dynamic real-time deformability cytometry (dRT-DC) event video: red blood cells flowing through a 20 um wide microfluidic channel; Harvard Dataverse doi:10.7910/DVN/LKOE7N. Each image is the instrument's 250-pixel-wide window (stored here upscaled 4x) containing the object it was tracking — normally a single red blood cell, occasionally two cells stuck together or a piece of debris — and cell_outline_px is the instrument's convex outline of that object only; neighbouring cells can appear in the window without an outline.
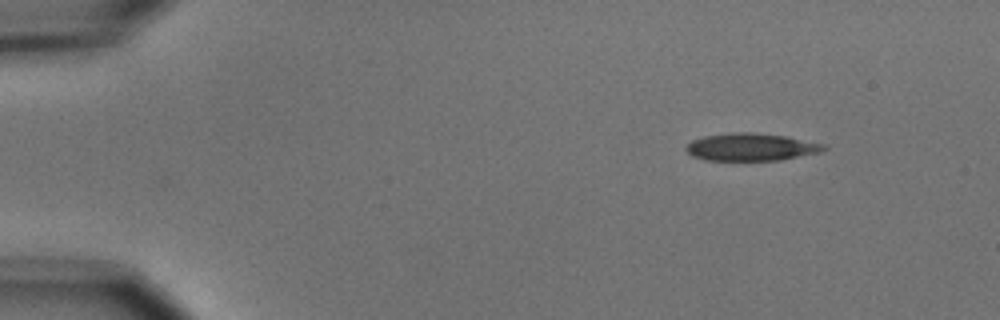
{"species": "common noctule bat (a hibernating species)", "species_latin": "Nyctalus noctula", "temperature_condition": "cold", "stored_images_in_passage": 4, "camera_frame_rate_fps": 3000, "um_per_image_px": 0.085, "animal": {"sex": "male", "body_mass_g": 15.6}, "frame": {"image": 1, "passage_image": 1, "time_ms": 0.0, "image_size_px": [1000, 320], "cell_outline_px": [[828, 148], [820, 152], [776, 160], [704, 160], [692, 156], [684, 148], [692, 140], [704, 136], [732, 132], [752, 132], [788, 136], [828, 144]], "centroid_in_image_um": [63.87, 12.48], "position_along_channel_um": 21.1, "area_um2": 22.2}}
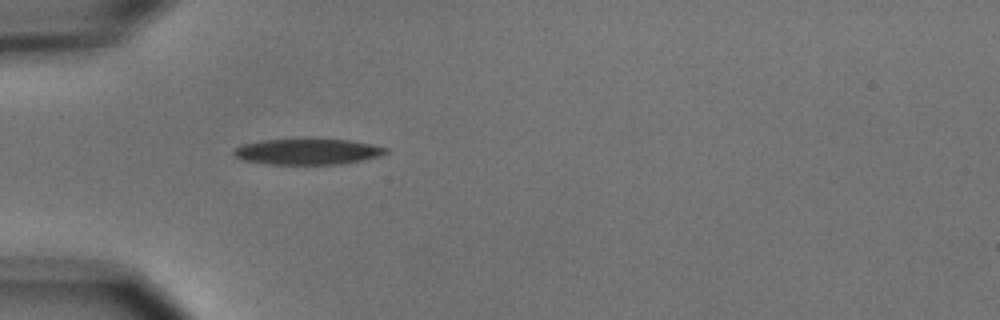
{"frame": {"image": 2, "passage_image": 4, "time_ms": 3.333, "image_size_px": [1000, 320], "cell_outline_px": [[388, 152], [380, 156], [344, 164], [268, 164], [244, 160], [236, 156], [232, 152], [232, 148], [244, 144], [260, 140], [304, 136], [352, 140], [372, 144], [388, 148]], "centroid_in_image_um": [26.15, 12.84], "position_along_channel_um": 58.8, "area_um2": 24.04}}